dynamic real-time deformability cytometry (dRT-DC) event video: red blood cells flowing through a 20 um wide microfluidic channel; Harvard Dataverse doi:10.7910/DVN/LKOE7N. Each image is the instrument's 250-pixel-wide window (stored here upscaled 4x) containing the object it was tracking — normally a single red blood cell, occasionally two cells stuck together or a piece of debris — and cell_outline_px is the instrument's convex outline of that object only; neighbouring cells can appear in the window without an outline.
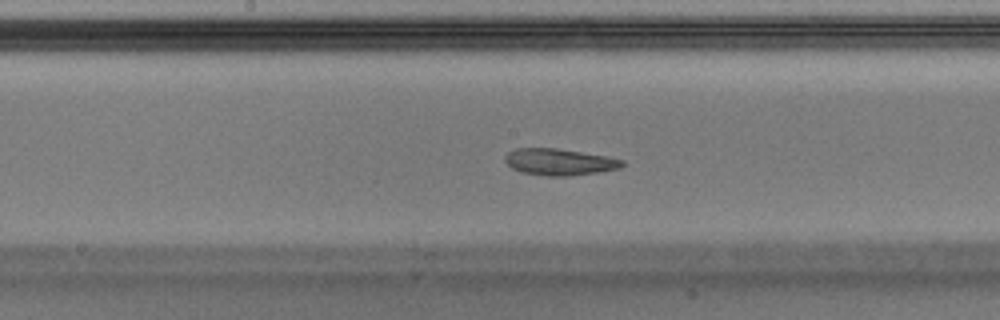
{"species": "Egyptian fruit bat (a non-hibernating species)", "species_latin": "Rousettus aegyptiacus", "temperature_condition": "warm", "stored_images_in_passage": 44, "camera_frame_rate_fps": 3000, "um_per_image_px": 0.085, "animal": {"sex": "male"}, "frame": {"image": 1, "passage_image": 19, "time_ms": 6.0, "image_size_px": [1000, 320], "cell_outline_px": [[624, 164], [620, 168], [572, 176], [548, 176], [520, 172], [512, 168], [504, 160], [504, 156], [508, 152], [516, 148], [556, 148], [608, 156], [624, 160]], "centroid_in_image_um": [47.53, 13.76], "position_along_channel_um": 200.7, "area_um2": 18.21}}
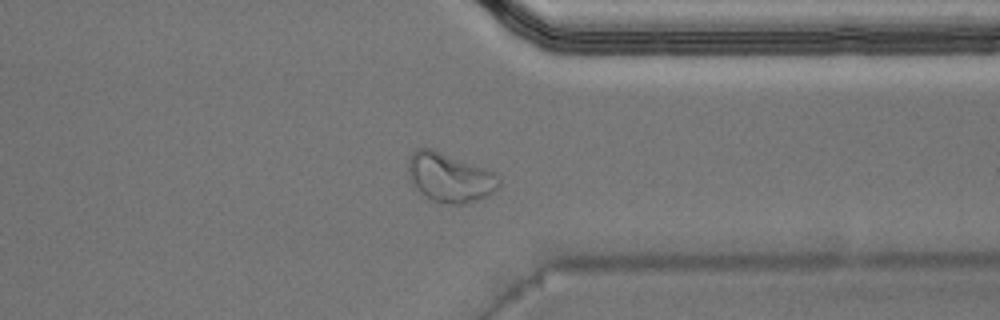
{"frame": {"image": 2, "passage_image": 32, "time_ms": 10.333, "image_size_px": [1000, 320], "cell_outline_px": [[500, 184], [488, 196], [464, 204], [448, 204], [432, 200], [420, 192], [408, 180], [408, 156], [416, 148], [432, 148], [496, 172], [500, 176]], "centroid_in_image_um": [38.21, 15.07], "position_along_channel_um": 373.2, "area_um2": 26.3}, "authors_computed_cell_mechanics": {"area_um2": 19.5653, "velocity_mm_per_s": 4.0348, "shape_relaxation_time_tau1_ms": null, "shape_relaxation_time_tau2_ms": 2.0675, "deformation_change_tau1": null, "deformation_change_tau2": 0.0707}}